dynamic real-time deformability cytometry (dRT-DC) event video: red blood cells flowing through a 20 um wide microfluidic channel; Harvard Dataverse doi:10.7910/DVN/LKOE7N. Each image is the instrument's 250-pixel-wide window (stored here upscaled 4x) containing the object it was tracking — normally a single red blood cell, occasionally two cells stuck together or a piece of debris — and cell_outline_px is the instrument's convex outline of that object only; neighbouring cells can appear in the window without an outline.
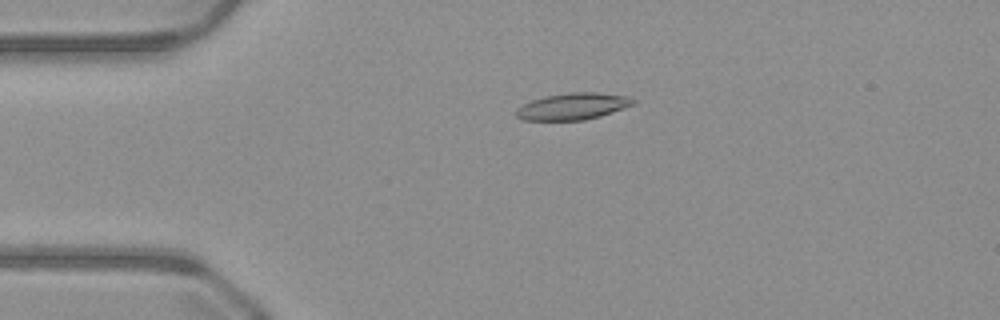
{"species": "common noctule bat (a hibernating species)", "species_latin": "Nyctalus noctula", "temperature_condition": "warm", "stored_images_in_passage": 46, "camera_frame_rate_fps": 3000, "um_per_image_px": 0.085, "animal": {"sex": "male", "body_mass_g": 23.1, "forearm_length_mm": 52.7}, "frame": {"image": 1, "passage_image": 7, "time_ms": 2.0, "image_size_px": [1000, 320], "cell_outline_px": [[636, 104], [600, 116], [584, 120], [524, 120], [516, 116], [516, 108], [532, 100], [544, 96], [568, 92], [596, 92], [628, 96], [636, 100]], "centroid_in_image_um": [48.71, 9.03], "position_along_channel_um": 36.3, "area_um2": 18.26}}
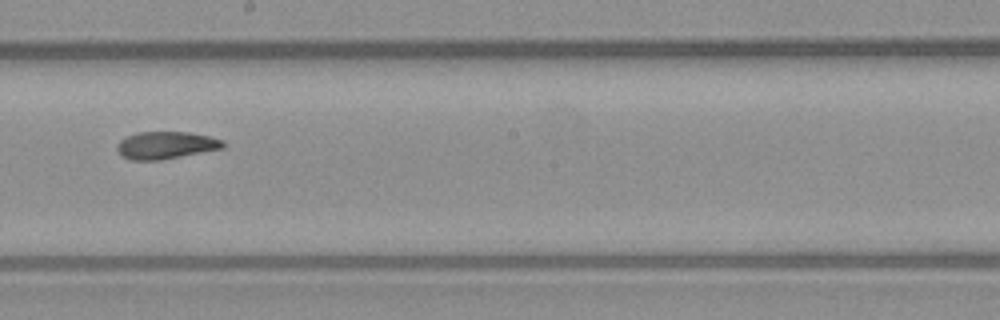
{"frame": {"image": 2, "passage_image": 24, "time_ms": 7.667, "image_size_px": [1000, 320], "cell_outline_px": [[224, 148], [160, 160], [132, 160], [124, 156], [116, 148], [116, 144], [120, 140], [136, 132], [188, 132], [208, 136], [224, 140]], "centroid_in_image_um": [14.1, 12.34], "position_along_channel_um": 234.1, "area_um2": 16.76}}
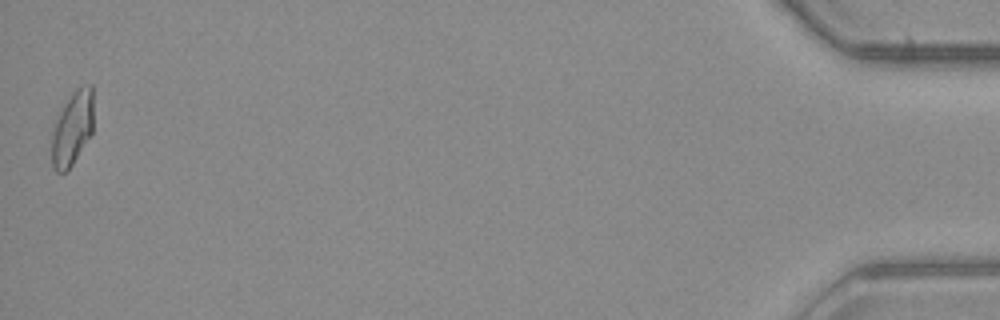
{"frame": {"image": 3, "passage_image": 46, "time_ms": 15.0, "image_size_px": [1000, 320], "cell_outline_px": [[92, 132], [72, 164], [64, 172], [56, 172], [52, 168], [52, 132], [56, 120], [64, 104], [72, 92], [76, 88], [88, 84], [92, 84]], "centroid_in_image_um": [6.14, 10.89], "position_along_channel_um": 429.1, "area_um2": 17.69}, "authors_computed_cell_mechanics": {"area_um2": 17.5423, "velocity_mm_per_s": 4.0749, "shape_relaxation_time_tau1_ms": null, "shape_relaxation_time_tau2_ms": 5.6907, "deformation_change_tau1": null, "deformation_change_tau2": 0.0972}}